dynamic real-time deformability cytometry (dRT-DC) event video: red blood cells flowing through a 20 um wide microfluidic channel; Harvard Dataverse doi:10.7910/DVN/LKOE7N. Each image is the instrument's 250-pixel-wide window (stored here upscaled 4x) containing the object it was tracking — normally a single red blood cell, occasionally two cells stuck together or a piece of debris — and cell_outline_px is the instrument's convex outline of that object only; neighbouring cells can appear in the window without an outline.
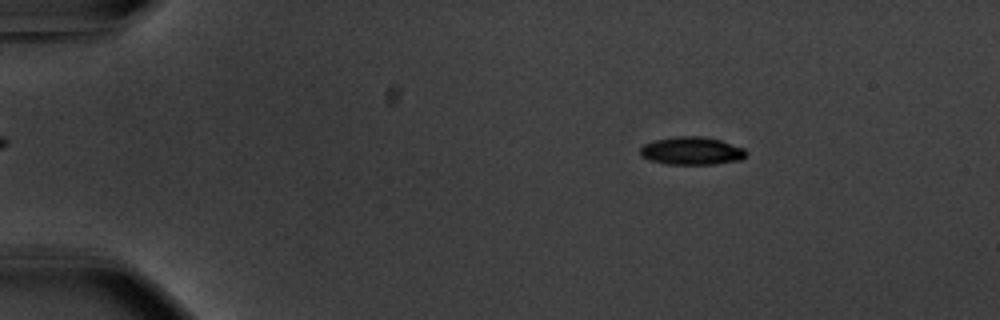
{"species": "common noctule bat (a hibernating species)", "species_latin": "Nyctalus noctula", "temperature_condition": "warm", "stored_images_in_passage": 48, "camera_frame_rate_fps": 3000, "um_per_image_px": 0.085, "animal": {"sex": "male", "body_mass_g": 20.1, "forearm_length_mm": 53.5}, "frame": {"image": 1, "passage_image": 2, "time_ms": 0.333, "image_size_px": [1000, 320], "cell_outline_px": [[748, 152], [740, 160], [712, 164], [664, 164], [648, 160], [640, 156], [640, 148], [644, 144], [652, 140], [672, 136], [704, 136], [720, 140], [744, 148]], "centroid_in_image_um": [58.74, 12.81], "position_along_channel_um": 26.3, "area_um2": 17.46}}
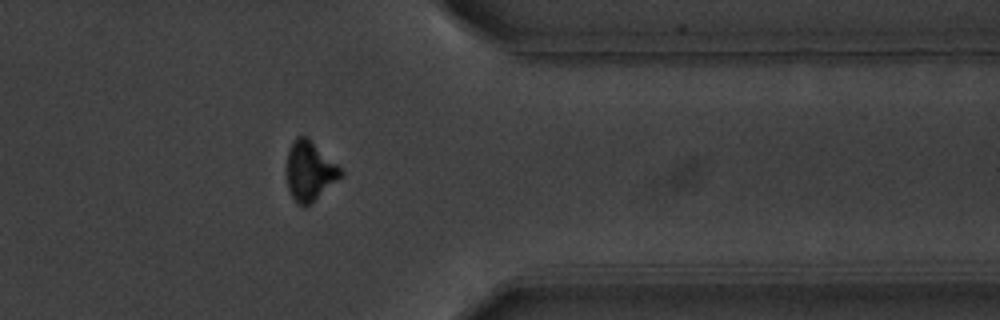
{"frame": {"image": 2, "passage_image": 38, "time_ms": 12.333, "image_size_px": [1000, 320], "cell_outline_px": [[344, 176], [312, 204], [304, 208], [296, 204], [288, 188], [284, 172], [288, 148], [296, 136], [308, 136], [344, 172]], "centroid_in_image_um": [26.3, 14.57], "position_along_channel_um": 385.1, "area_um2": 19.59}}
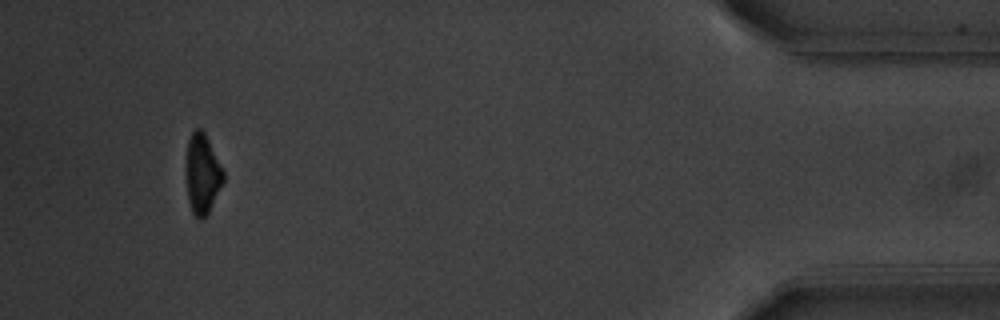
{"frame": {"image": 3, "passage_image": 45, "time_ms": 14.667, "image_size_px": [1000, 320], "cell_outline_px": [[224, 180], [208, 216], [200, 220], [192, 212], [188, 200], [184, 176], [188, 140], [192, 132], [196, 128], [200, 128], [204, 132], [224, 172]], "centroid_in_image_um": [17.17, 14.83], "position_along_channel_um": 418.0, "area_um2": 17.69}, "authors_computed_cell_mechanics": {"area_um2": 18.4093, "velocity_mm_per_s": 3.726, "shape_relaxation_time_tau1_ms": 2.7597, "shape_relaxation_time_tau2_ms": null, "deformation_change_tau1": 0.1455, "deformation_change_tau2": null}}